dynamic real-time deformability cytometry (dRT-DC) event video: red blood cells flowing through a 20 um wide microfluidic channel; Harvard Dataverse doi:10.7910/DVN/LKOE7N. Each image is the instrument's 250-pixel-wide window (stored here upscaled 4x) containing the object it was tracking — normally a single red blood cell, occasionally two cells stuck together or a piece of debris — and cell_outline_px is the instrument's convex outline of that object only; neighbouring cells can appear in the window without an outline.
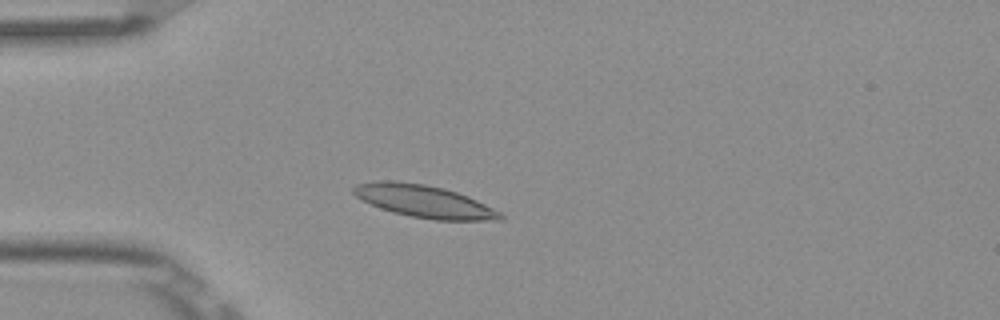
{"species": "Egyptian fruit bat (a non-hibernating species)", "species_latin": "Rousettus aegyptiacus", "temperature_condition": "room temperature", "stored_images_in_passage": 5, "camera_frame_rate_fps": 3000, "um_per_image_px": 0.085, "frame": {"image": 1, "passage_image": 4, "time_ms": 1.0, "image_size_px": [1000, 320], "cell_outline_px": [[504, 220], [436, 220], [412, 216], [392, 212], [380, 208], [356, 196], [352, 192], [352, 188], [356, 184], [376, 180], [396, 180], [424, 184], [444, 188], [468, 196], [500, 212], [504, 216]], "centroid_in_image_um": [36.03, 17.1], "position_along_channel_um": 49.0, "area_um2": 27.63}}